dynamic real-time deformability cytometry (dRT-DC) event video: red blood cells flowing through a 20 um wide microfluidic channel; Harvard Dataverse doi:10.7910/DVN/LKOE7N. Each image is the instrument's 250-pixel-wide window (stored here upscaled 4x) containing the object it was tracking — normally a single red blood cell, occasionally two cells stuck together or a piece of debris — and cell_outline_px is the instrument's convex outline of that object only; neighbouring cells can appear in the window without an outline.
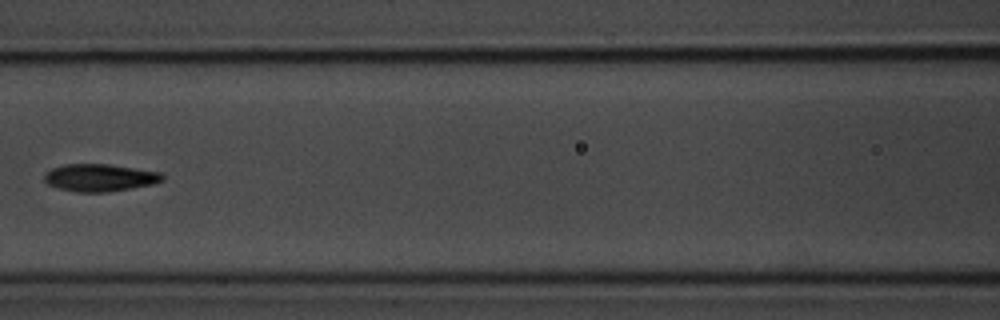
{"species": "common noctule bat (a hibernating species)", "species_latin": "Nyctalus noctula", "temperature_condition": "room temperature", "stored_images_in_passage": 9, "camera_frame_rate_fps": 3000, "um_per_image_px": 0.085, "animal": {"sex": "male", "body_mass_g": 20.1, "forearm_length_mm": 53.5}, "frame": {"image": 1, "passage_image": 6, "time_ms": 7.0, "image_size_px": [1000, 320], "cell_outline_px": [[164, 180], [152, 184], [108, 192], [76, 192], [60, 188], [48, 184], [44, 180], [44, 172], [52, 168], [64, 164], [108, 164], [160, 172], [164, 176]], "centroid_in_image_um": [8.46, 15.09], "position_along_channel_um": 158.1, "area_um2": 18.79}}
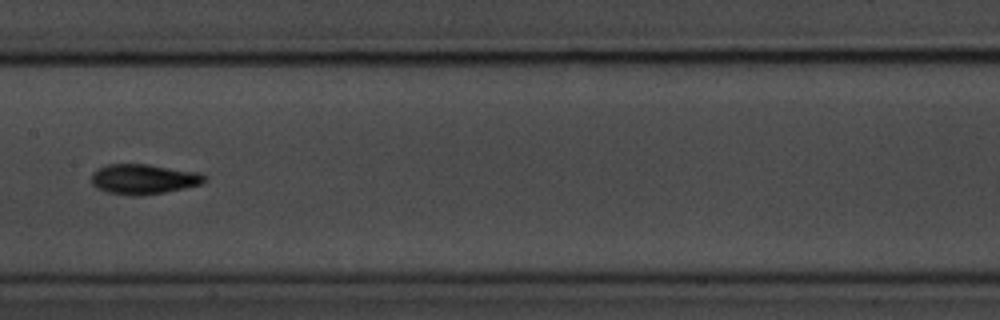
{"frame": {"image": 2, "passage_image": 7, "time_ms": 8.0, "image_size_px": [1000, 320], "cell_outline_px": [[208, 176], [200, 184], [184, 188], [164, 192], [140, 196], [132, 196], [108, 192], [96, 188], [92, 184], [92, 172], [108, 164], [148, 164], [200, 172]], "centroid_in_image_um": [12.21, 15.22], "position_along_channel_um": 195.2, "area_um2": 19.83}}